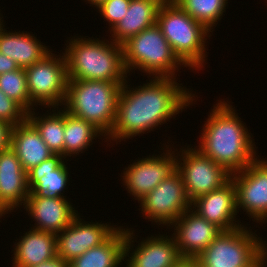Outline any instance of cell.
I'll return each mask as SVG.
<instances>
[{
  "label": "cell",
  "instance_id": "1",
  "mask_svg": "<svg viewBox=\"0 0 267 267\" xmlns=\"http://www.w3.org/2000/svg\"><path fill=\"white\" fill-rule=\"evenodd\" d=\"M176 81V78L152 77L143 86L131 88L133 90L126 81L120 88L115 122L108 137L104 138L106 142L117 143L151 132L192 105L196 95Z\"/></svg>",
  "mask_w": 267,
  "mask_h": 267
},
{
  "label": "cell",
  "instance_id": "2",
  "mask_svg": "<svg viewBox=\"0 0 267 267\" xmlns=\"http://www.w3.org/2000/svg\"><path fill=\"white\" fill-rule=\"evenodd\" d=\"M219 101L202 126L199 148L194 147L232 174L257 158L256 146L230 102Z\"/></svg>",
  "mask_w": 267,
  "mask_h": 267
},
{
  "label": "cell",
  "instance_id": "3",
  "mask_svg": "<svg viewBox=\"0 0 267 267\" xmlns=\"http://www.w3.org/2000/svg\"><path fill=\"white\" fill-rule=\"evenodd\" d=\"M73 37L64 51L68 79L127 81L122 45L105 39Z\"/></svg>",
  "mask_w": 267,
  "mask_h": 267
},
{
  "label": "cell",
  "instance_id": "4",
  "mask_svg": "<svg viewBox=\"0 0 267 267\" xmlns=\"http://www.w3.org/2000/svg\"><path fill=\"white\" fill-rule=\"evenodd\" d=\"M125 82L68 79L63 109L92 123L105 136L115 122L120 88Z\"/></svg>",
  "mask_w": 267,
  "mask_h": 267
},
{
  "label": "cell",
  "instance_id": "5",
  "mask_svg": "<svg viewBox=\"0 0 267 267\" xmlns=\"http://www.w3.org/2000/svg\"><path fill=\"white\" fill-rule=\"evenodd\" d=\"M156 24L171 46L173 53L184 64L182 67L188 66L190 69L202 70L207 57L205 54L207 53L206 37H210V32L214 30L209 31L170 0H165L161 4Z\"/></svg>",
  "mask_w": 267,
  "mask_h": 267
},
{
  "label": "cell",
  "instance_id": "6",
  "mask_svg": "<svg viewBox=\"0 0 267 267\" xmlns=\"http://www.w3.org/2000/svg\"><path fill=\"white\" fill-rule=\"evenodd\" d=\"M122 50L129 75L130 71L138 68L150 78L152 75L154 78H175L178 67L184 65L173 53L157 24L129 38L122 44Z\"/></svg>",
  "mask_w": 267,
  "mask_h": 267
},
{
  "label": "cell",
  "instance_id": "7",
  "mask_svg": "<svg viewBox=\"0 0 267 267\" xmlns=\"http://www.w3.org/2000/svg\"><path fill=\"white\" fill-rule=\"evenodd\" d=\"M247 228L222 231L196 257L200 267H258L267 258V244Z\"/></svg>",
  "mask_w": 267,
  "mask_h": 267
},
{
  "label": "cell",
  "instance_id": "8",
  "mask_svg": "<svg viewBox=\"0 0 267 267\" xmlns=\"http://www.w3.org/2000/svg\"><path fill=\"white\" fill-rule=\"evenodd\" d=\"M62 54L56 56L50 52L41 61L24 68L30 101L37 108V105H45L44 108L54 107L58 111L59 105L65 102L68 75L65 55Z\"/></svg>",
  "mask_w": 267,
  "mask_h": 267
},
{
  "label": "cell",
  "instance_id": "9",
  "mask_svg": "<svg viewBox=\"0 0 267 267\" xmlns=\"http://www.w3.org/2000/svg\"><path fill=\"white\" fill-rule=\"evenodd\" d=\"M176 153L177 170L180 172L185 190L191 202L223 186L229 179V173L222 165L203 155L198 149L182 147ZM180 156V157H179ZM179 157V158H178Z\"/></svg>",
  "mask_w": 267,
  "mask_h": 267
},
{
  "label": "cell",
  "instance_id": "10",
  "mask_svg": "<svg viewBox=\"0 0 267 267\" xmlns=\"http://www.w3.org/2000/svg\"><path fill=\"white\" fill-rule=\"evenodd\" d=\"M139 203L145 220L151 219L150 221L159 225L163 224V226L172 225L192 207L183 178L178 170L169 178L164 179Z\"/></svg>",
  "mask_w": 267,
  "mask_h": 267
},
{
  "label": "cell",
  "instance_id": "11",
  "mask_svg": "<svg viewBox=\"0 0 267 267\" xmlns=\"http://www.w3.org/2000/svg\"><path fill=\"white\" fill-rule=\"evenodd\" d=\"M260 159L258 156L246 168L230 175L236 188L237 213L241 208L259 224L267 222V160Z\"/></svg>",
  "mask_w": 267,
  "mask_h": 267
},
{
  "label": "cell",
  "instance_id": "12",
  "mask_svg": "<svg viewBox=\"0 0 267 267\" xmlns=\"http://www.w3.org/2000/svg\"><path fill=\"white\" fill-rule=\"evenodd\" d=\"M169 146L166 145V153L140 158L124 168L123 185L138 202L177 171V156Z\"/></svg>",
  "mask_w": 267,
  "mask_h": 267
},
{
  "label": "cell",
  "instance_id": "13",
  "mask_svg": "<svg viewBox=\"0 0 267 267\" xmlns=\"http://www.w3.org/2000/svg\"><path fill=\"white\" fill-rule=\"evenodd\" d=\"M111 224L87 222L76 216L72 222L59 234L57 239V256L71 262L87 250L105 242L117 229Z\"/></svg>",
  "mask_w": 267,
  "mask_h": 267
},
{
  "label": "cell",
  "instance_id": "14",
  "mask_svg": "<svg viewBox=\"0 0 267 267\" xmlns=\"http://www.w3.org/2000/svg\"><path fill=\"white\" fill-rule=\"evenodd\" d=\"M133 233L134 230L126 228L124 245L126 267H173L182 258L173 235L170 238V236L164 234L147 237L145 240L142 239L138 246H135L137 248L130 253L131 247L134 246L132 245L135 238ZM126 257H129L128 260Z\"/></svg>",
  "mask_w": 267,
  "mask_h": 267
},
{
  "label": "cell",
  "instance_id": "15",
  "mask_svg": "<svg viewBox=\"0 0 267 267\" xmlns=\"http://www.w3.org/2000/svg\"><path fill=\"white\" fill-rule=\"evenodd\" d=\"M174 227V239L181 257H198L222 232L215 224L208 222L188 209L170 227Z\"/></svg>",
  "mask_w": 267,
  "mask_h": 267
},
{
  "label": "cell",
  "instance_id": "16",
  "mask_svg": "<svg viewBox=\"0 0 267 267\" xmlns=\"http://www.w3.org/2000/svg\"><path fill=\"white\" fill-rule=\"evenodd\" d=\"M191 206L195 213L215 224L222 231L244 226L235 218L237 215L236 188L231 178L220 188L194 199Z\"/></svg>",
  "mask_w": 267,
  "mask_h": 267
},
{
  "label": "cell",
  "instance_id": "17",
  "mask_svg": "<svg viewBox=\"0 0 267 267\" xmlns=\"http://www.w3.org/2000/svg\"><path fill=\"white\" fill-rule=\"evenodd\" d=\"M29 194L27 172L15 152L11 148L0 151V218L24 206Z\"/></svg>",
  "mask_w": 267,
  "mask_h": 267
},
{
  "label": "cell",
  "instance_id": "18",
  "mask_svg": "<svg viewBox=\"0 0 267 267\" xmlns=\"http://www.w3.org/2000/svg\"><path fill=\"white\" fill-rule=\"evenodd\" d=\"M66 198H47L44 195H29L23 206L35 221L32 229L50 232L55 235L62 232L79 215ZM77 212V213H76Z\"/></svg>",
  "mask_w": 267,
  "mask_h": 267
},
{
  "label": "cell",
  "instance_id": "19",
  "mask_svg": "<svg viewBox=\"0 0 267 267\" xmlns=\"http://www.w3.org/2000/svg\"><path fill=\"white\" fill-rule=\"evenodd\" d=\"M64 159L65 157L61 154H54L27 172L29 195L66 198L63 192H65L70 175Z\"/></svg>",
  "mask_w": 267,
  "mask_h": 267
},
{
  "label": "cell",
  "instance_id": "20",
  "mask_svg": "<svg viewBox=\"0 0 267 267\" xmlns=\"http://www.w3.org/2000/svg\"><path fill=\"white\" fill-rule=\"evenodd\" d=\"M14 246L12 267H32L57 256L56 235L50 232L31 228Z\"/></svg>",
  "mask_w": 267,
  "mask_h": 267
},
{
  "label": "cell",
  "instance_id": "21",
  "mask_svg": "<svg viewBox=\"0 0 267 267\" xmlns=\"http://www.w3.org/2000/svg\"><path fill=\"white\" fill-rule=\"evenodd\" d=\"M164 1L131 0L124 18L112 29L109 28L112 37L109 40L122 45L129 38L155 25L159 8Z\"/></svg>",
  "mask_w": 267,
  "mask_h": 267
},
{
  "label": "cell",
  "instance_id": "22",
  "mask_svg": "<svg viewBox=\"0 0 267 267\" xmlns=\"http://www.w3.org/2000/svg\"><path fill=\"white\" fill-rule=\"evenodd\" d=\"M10 148L15 152L26 172L54 155L37 129L27 119L13 126Z\"/></svg>",
  "mask_w": 267,
  "mask_h": 267
},
{
  "label": "cell",
  "instance_id": "23",
  "mask_svg": "<svg viewBox=\"0 0 267 267\" xmlns=\"http://www.w3.org/2000/svg\"><path fill=\"white\" fill-rule=\"evenodd\" d=\"M7 31L4 28L0 32V52L10 57L20 68L32 66L52 52L29 32Z\"/></svg>",
  "mask_w": 267,
  "mask_h": 267
},
{
  "label": "cell",
  "instance_id": "24",
  "mask_svg": "<svg viewBox=\"0 0 267 267\" xmlns=\"http://www.w3.org/2000/svg\"><path fill=\"white\" fill-rule=\"evenodd\" d=\"M126 228L121 226L101 245L87 250L68 267H118L124 261Z\"/></svg>",
  "mask_w": 267,
  "mask_h": 267
},
{
  "label": "cell",
  "instance_id": "25",
  "mask_svg": "<svg viewBox=\"0 0 267 267\" xmlns=\"http://www.w3.org/2000/svg\"><path fill=\"white\" fill-rule=\"evenodd\" d=\"M105 137L98 128L84 119L77 118L64 110V157L78 155L89 148L92 140ZM91 143V144H90Z\"/></svg>",
  "mask_w": 267,
  "mask_h": 267
},
{
  "label": "cell",
  "instance_id": "26",
  "mask_svg": "<svg viewBox=\"0 0 267 267\" xmlns=\"http://www.w3.org/2000/svg\"><path fill=\"white\" fill-rule=\"evenodd\" d=\"M34 111L27 113V120L37 129L49 149L64 157V109L57 113L52 110L53 114L50 112L38 117Z\"/></svg>",
  "mask_w": 267,
  "mask_h": 267
},
{
  "label": "cell",
  "instance_id": "27",
  "mask_svg": "<svg viewBox=\"0 0 267 267\" xmlns=\"http://www.w3.org/2000/svg\"><path fill=\"white\" fill-rule=\"evenodd\" d=\"M191 18L211 31L224 15L228 0H174Z\"/></svg>",
  "mask_w": 267,
  "mask_h": 267
},
{
  "label": "cell",
  "instance_id": "28",
  "mask_svg": "<svg viewBox=\"0 0 267 267\" xmlns=\"http://www.w3.org/2000/svg\"><path fill=\"white\" fill-rule=\"evenodd\" d=\"M0 89L17 102L27 113L35 109L30 101L24 68L0 74Z\"/></svg>",
  "mask_w": 267,
  "mask_h": 267
},
{
  "label": "cell",
  "instance_id": "29",
  "mask_svg": "<svg viewBox=\"0 0 267 267\" xmlns=\"http://www.w3.org/2000/svg\"><path fill=\"white\" fill-rule=\"evenodd\" d=\"M27 119V112L0 89V120L15 126Z\"/></svg>",
  "mask_w": 267,
  "mask_h": 267
},
{
  "label": "cell",
  "instance_id": "30",
  "mask_svg": "<svg viewBox=\"0 0 267 267\" xmlns=\"http://www.w3.org/2000/svg\"><path fill=\"white\" fill-rule=\"evenodd\" d=\"M131 0H106L96 9L112 29L127 13Z\"/></svg>",
  "mask_w": 267,
  "mask_h": 267
},
{
  "label": "cell",
  "instance_id": "31",
  "mask_svg": "<svg viewBox=\"0 0 267 267\" xmlns=\"http://www.w3.org/2000/svg\"><path fill=\"white\" fill-rule=\"evenodd\" d=\"M13 125L0 120V151L10 148Z\"/></svg>",
  "mask_w": 267,
  "mask_h": 267
},
{
  "label": "cell",
  "instance_id": "32",
  "mask_svg": "<svg viewBox=\"0 0 267 267\" xmlns=\"http://www.w3.org/2000/svg\"><path fill=\"white\" fill-rule=\"evenodd\" d=\"M18 68L19 66L15 61L0 52V74L14 71Z\"/></svg>",
  "mask_w": 267,
  "mask_h": 267
},
{
  "label": "cell",
  "instance_id": "33",
  "mask_svg": "<svg viewBox=\"0 0 267 267\" xmlns=\"http://www.w3.org/2000/svg\"><path fill=\"white\" fill-rule=\"evenodd\" d=\"M32 267H68V263L61 259L59 256L54 257L51 260L40 263Z\"/></svg>",
  "mask_w": 267,
  "mask_h": 267
},
{
  "label": "cell",
  "instance_id": "34",
  "mask_svg": "<svg viewBox=\"0 0 267 267\" xmlns=\"http://www.w3.org/2000/svg\"><path fill=\"white\" fill-rule=\"evenodd\" d=\"M173 267H200L196 258L182 257Z\"/></svg>",
  "mask_w": 267,
  "mask_h": 267
},
{
  "label": "cell",
  "instance_id": "35",
  "mask_svg": "<svg viewBox=\"0 0 267 267\" xmlns=\"http://www.w3.org/2000/svg\"><path fill=\"white\" fill-rule=\"evenodd\" d=\"M88 3H90L92 6L95 5V7H99L102 3H104L106 0H86Z\"/></svg>",
  "mask_w": 267,
  "mask_h": 267
},
{
  "label": "cell",
  "instance_id": "36",
  "mask_svg": "<svg viewBox=\"0 0 267 267\" xmlns=\"http://www.w3.org/2000/svg\"><path fill=\"white\" fill-rule=\"evenodd\" d=\"M1 15V14H0ZM3 17H0V32L3 30L4 25H3ZM2 19V20H1ZM2 21V22H1Z\"/></svg>",
  "mask_w": 267,
  "mask_h": 267
},
{
  "label": "cell",
  "instance_id": "37",
  "mask_svg": "<svg viewBox=\"0 0 267 267\" xmlns=\"http://www.w3.org/2000/svg\"><path fill=\"white\" fill-rule=\"evenodd\" d=\"M267 258L258 266V267H265L267 266L266 263H267Z\"/></svg>",
  "mask_w": 267,
  "mask_h": 267
}]
</instances>
